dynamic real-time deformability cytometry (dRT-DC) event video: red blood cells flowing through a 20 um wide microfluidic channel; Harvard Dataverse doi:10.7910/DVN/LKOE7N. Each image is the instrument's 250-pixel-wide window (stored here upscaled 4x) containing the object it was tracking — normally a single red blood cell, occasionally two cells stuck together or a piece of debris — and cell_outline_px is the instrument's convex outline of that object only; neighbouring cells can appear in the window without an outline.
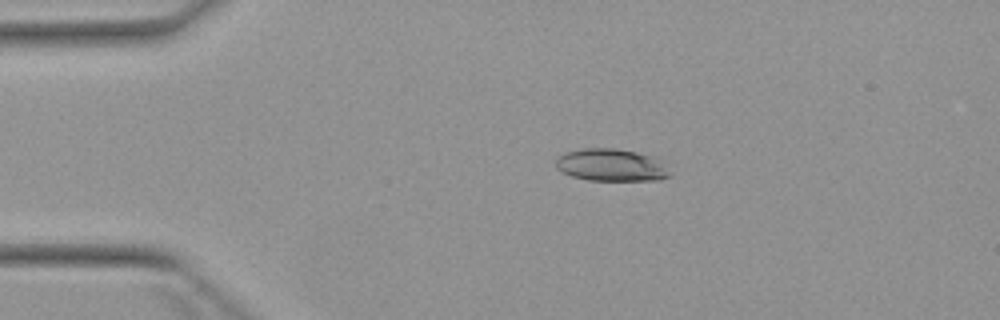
{"species": "Egyptian fruit bat (a non-hibernating species)", "species_latin": "Rousettus aegyptiacus", "temperature_condition": "warm", "stored_images_in_passage": 4, "camera_frame_rate_fps": 3000, "um_per_image_px": 0.085, "animal": {"sex": "female"}, "frame": {"image": 1, "passage_image": 3, "time_ms": 3.333, "image_size_px": [1000, 320], "cell_outline_px": [[672, 176], [660, 180], [588, 180], [572, 176], [556, 168], [556, 156], [564, 152], [584, 148], [616, 148], [636, 152], [660, 160]], "centroid_in_image_um": [51.92, 14.03], "position_along_channel_um": 33.1, "area_um2": 21.44}}